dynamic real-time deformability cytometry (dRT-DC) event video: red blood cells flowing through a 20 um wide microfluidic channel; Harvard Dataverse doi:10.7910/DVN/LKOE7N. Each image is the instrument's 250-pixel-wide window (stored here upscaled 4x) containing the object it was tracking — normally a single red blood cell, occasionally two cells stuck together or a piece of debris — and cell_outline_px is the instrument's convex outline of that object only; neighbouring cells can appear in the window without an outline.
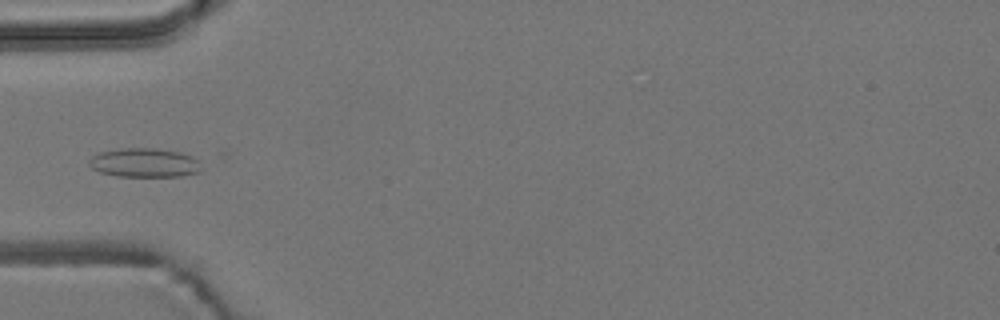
{"species": "common noctule bat (a hibernating species)", "species_latin": "Nyctalus noctula", "temperature_condition": "room temperature", "stored_images_in_passage": 5, "camera_frame_rate_fps": 3000, "um_per_image_px": 0.085, "animal": {"sex": "male", "body_mass_g": 19.2, "forearm_length_mm": 51.8}, "frame": {"image": 1, "passage_image": 5, "time_ms": 4.667, "image_size_px": [1000, 320], "cell_outline_px": [[196, 172], [180, 176], [116, 176], [100, 172], [92, 168], [88, 164], [88, 160], [92, 156], [100, 152], [120, 148], [156, 148], [180, 152], [192, 156], [196, 160]], "centroid_in_image_um": [12.17, 13.82], "position_along_channel_um": 72.8, "area_um2": 18.67}}